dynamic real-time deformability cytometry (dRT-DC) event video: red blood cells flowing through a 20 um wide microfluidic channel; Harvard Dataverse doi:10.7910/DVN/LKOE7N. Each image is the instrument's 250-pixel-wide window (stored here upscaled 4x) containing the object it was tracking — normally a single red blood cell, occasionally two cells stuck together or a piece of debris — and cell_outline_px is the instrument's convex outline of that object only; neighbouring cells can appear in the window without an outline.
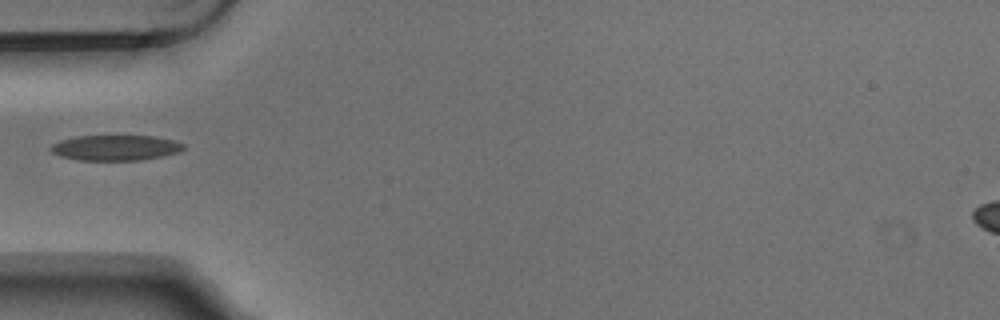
{"species": "Egyptian fruit bat (a non-hibernating species)", "species_latin": "Rousettus aegyptiacus", "temperature_condition": "warm", "stored_images_in_passage": 1, "camera_frame_rate_fps": 3000, "um_per_image_px": 0.085, "animal": {"sex": "male"}, "frame": {"image": 1, "passage_image": 1, "time_ms": 0.0, "image_size_px": [1000, 320], "cell_outline_px": [[184, 148], [180, 152], [164, 156], [140, 160], [76, 160], [60, 156], [52, 152], [48, 148], [52, 144], [60, 140], [76, 136], [156, 136], [172, 140], [184, 144]], "centroid_in_image_um": [9.8, 12.56], "position_along_channel_um": 75.2, "area_um2": 19.77}}